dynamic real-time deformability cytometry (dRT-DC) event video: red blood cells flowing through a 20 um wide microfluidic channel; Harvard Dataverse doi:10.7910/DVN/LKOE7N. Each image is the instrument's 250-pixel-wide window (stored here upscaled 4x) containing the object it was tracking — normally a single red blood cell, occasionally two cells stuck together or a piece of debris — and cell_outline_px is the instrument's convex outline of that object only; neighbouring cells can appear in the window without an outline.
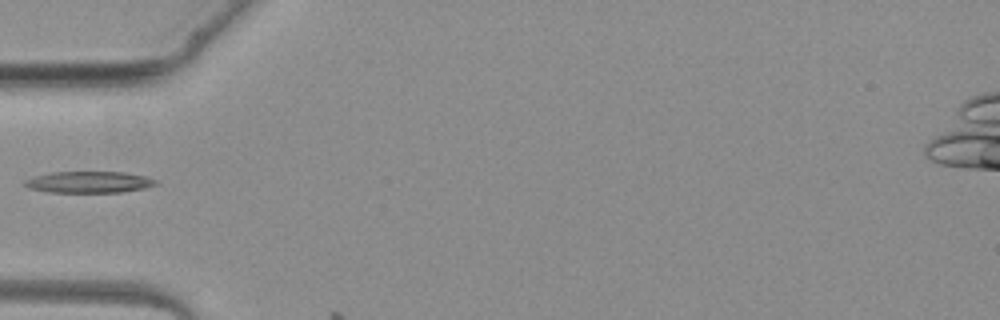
{"species": "common noctule bat (a hibernating species)", "species_latin": "Nyctalus noctula", "temperature_condition": "warm", "stored_images_in_passage": 3, "camera_frame_rate_fps": 3000, "um_per_image_px": 0.085, "animal": {"sex": "female", "body_mass_g": 19.3, "forearm_length_mm": 54.1}, "frame": {"image": 1, "passage_image": 3, "time_ms": 3.0, "image_size_px": [1000, 320], "cell_outline_px": [[160, 184], [144, 188], [120, 192], [48, 192], [28, 188], [24, 184], [24, 180], [36, 176], [52, 172], [124, 172], [144, 176], [156, 180]], "centroid_in_image_um": [7.57, 15.48], "position_along_channel_um": 77.4, "area_um2": 16.3}}